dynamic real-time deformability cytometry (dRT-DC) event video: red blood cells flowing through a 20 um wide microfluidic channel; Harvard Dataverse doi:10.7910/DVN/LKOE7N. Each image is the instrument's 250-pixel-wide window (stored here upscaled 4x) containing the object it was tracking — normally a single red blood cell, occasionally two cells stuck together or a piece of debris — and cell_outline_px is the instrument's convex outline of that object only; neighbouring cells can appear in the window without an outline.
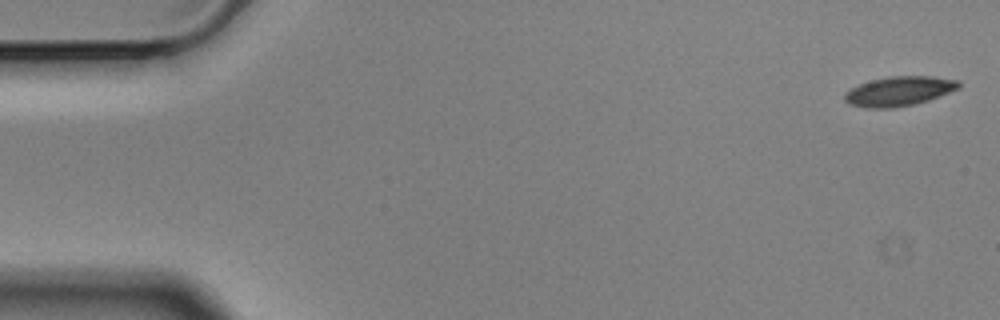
{"species": "Egyptian fruit bat (a non-hibernating species)", "species_latin": "Rousettus aegyptiacus", "temperature_condition": "cold", "stored_images_in_passage": 6, "camera_frame_rate_fps": 3000, "um_per_image_px": 0.085, "animal": {"sex": "male"}, "frame": {"image": 1, "passage_image": 1, "time_ms": 0.0, "image_size_px": [1000, 320], "cell_outline_px": [[960, 88], [928, 100], [912, 104], [892, 108], [864, 108], [848, 104], [844, 100], [844, 92], [860, 84], [872, 80], [888, 76], [932, 76], [960, 80]], "centroid_in_image_um": [76.41, 7.75], "position_along_channel_um": 8.6, "area_um2": 19.65}}